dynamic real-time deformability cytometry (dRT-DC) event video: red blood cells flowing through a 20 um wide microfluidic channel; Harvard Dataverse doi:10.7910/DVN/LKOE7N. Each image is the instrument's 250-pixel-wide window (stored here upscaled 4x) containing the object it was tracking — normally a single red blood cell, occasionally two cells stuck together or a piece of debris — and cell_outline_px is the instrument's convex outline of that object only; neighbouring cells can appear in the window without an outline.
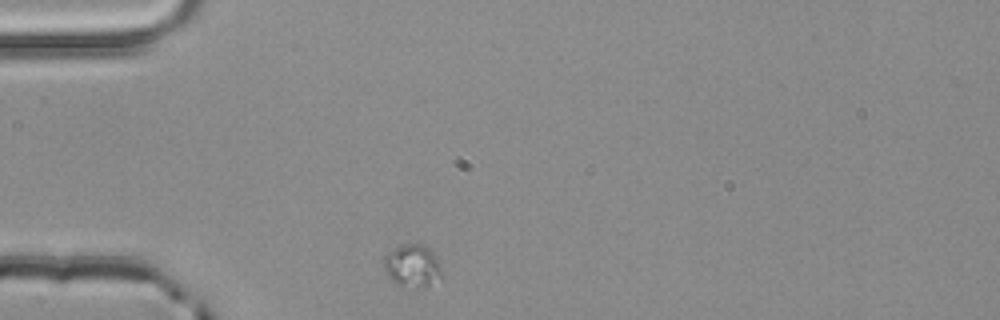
{"species": "common noctule bat (a hibernating species)", "species_latin": "Nyctalus noctula", "temperature_condition": "room temperature", "stored_images_in_passage": 1, "camera_frame_rate_fps": 3000, "um_per_image_px": 0.085, "animal": {"sex": "male", "body_mass_g": 20.4}, "frame": {"image": 1, "passage_image": 1, "time_ms": 0.0, "image_size_px": [1000, 320], "cell_outline_px": [[440, 276], [428, 288], [400, 288], [388, 276], [384, 268], [384, 256], [388, 252], [404, 244], [424, 244], [436, 256], [440, 272]], "centroid_in_image_um": [35.02, 22.64], "position_along_channel_um": 50.0, "area_um2": 14.45}}